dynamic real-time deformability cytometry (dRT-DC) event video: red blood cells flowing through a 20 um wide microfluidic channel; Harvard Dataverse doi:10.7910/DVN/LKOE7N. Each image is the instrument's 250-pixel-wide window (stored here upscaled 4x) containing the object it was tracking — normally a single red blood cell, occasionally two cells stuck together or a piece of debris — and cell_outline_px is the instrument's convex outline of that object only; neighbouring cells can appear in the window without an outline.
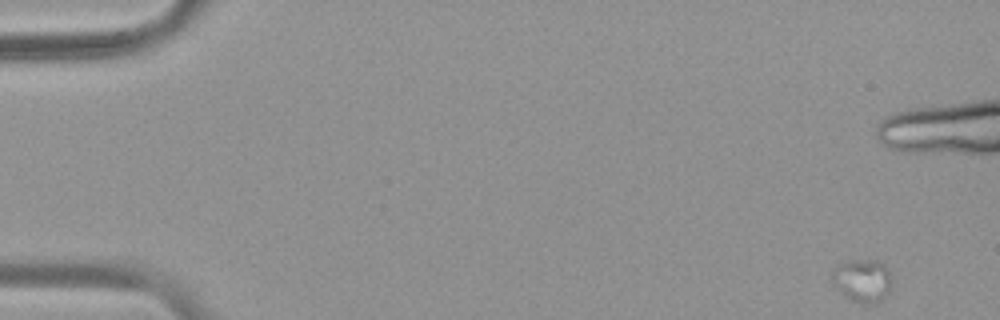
{"species": "common noctule bat (a hibernating species)", "species_latin": "Nyctalus noctula", "temperature_condition": "warm", "stored_images_in_passage": 8, "camera_frame_rate_fps": 3000, "um_per_image_px": 0.085, "animal": {"sex": "female", "body_mass_g": 19.9}, "frame": {"image": 1, "passage_image": 1, "time_ms": 0.0, "image_size_px": [1000, 320], "cell_outline_px": [[888, 292], [880, 300], [872, 304], [864, 304], [852, 300], [844, 296], [836, 288], [832, 280], [832, 272], [836, 264], [848, 260], [880, 260], [888, 268]], "centroid_in_image_um": [73.24, 23.82], "position_along_channel_um": 11.8, "area_um2": 14.8}}